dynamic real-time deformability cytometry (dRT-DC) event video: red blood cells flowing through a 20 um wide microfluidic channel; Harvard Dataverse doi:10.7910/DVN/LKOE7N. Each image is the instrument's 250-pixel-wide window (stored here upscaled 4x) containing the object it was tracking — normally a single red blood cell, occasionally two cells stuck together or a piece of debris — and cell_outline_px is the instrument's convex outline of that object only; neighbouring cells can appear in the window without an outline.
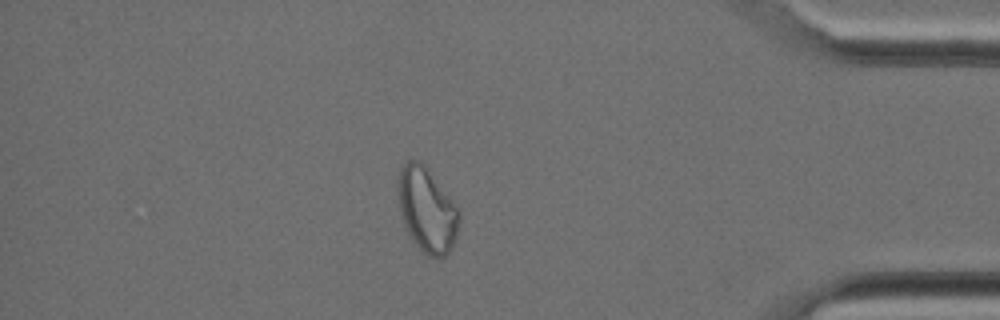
{"species": "Egyptian fruit bat (a non-hibernating species)", "species_latin": "Rousettus aegyptiacus", "temperature_condition": "cold", "stored_images_in_passage": 36, "camera_frame_rate_fps": 3000, "um_per_image_px": 0.085, "animal": {"sex": "female"}, "frame": {"image": 1, "passage_image": 31, "time_ms": 10.0, "image_size_px": [1000, 320], "cell_outline_px": [[460, 220], [456, 240], [452, 248], [444, 256], [428, 256], [412, 240], [404, 224], [400, 212], [396, 192], [396, 180], [400, 168], [408, 160], [420, 160], [460, 212]], "centroid_in_image_um": [36.25, 17.83], "position_along_channel_um": 398.9, "area_um2": 29.94}}